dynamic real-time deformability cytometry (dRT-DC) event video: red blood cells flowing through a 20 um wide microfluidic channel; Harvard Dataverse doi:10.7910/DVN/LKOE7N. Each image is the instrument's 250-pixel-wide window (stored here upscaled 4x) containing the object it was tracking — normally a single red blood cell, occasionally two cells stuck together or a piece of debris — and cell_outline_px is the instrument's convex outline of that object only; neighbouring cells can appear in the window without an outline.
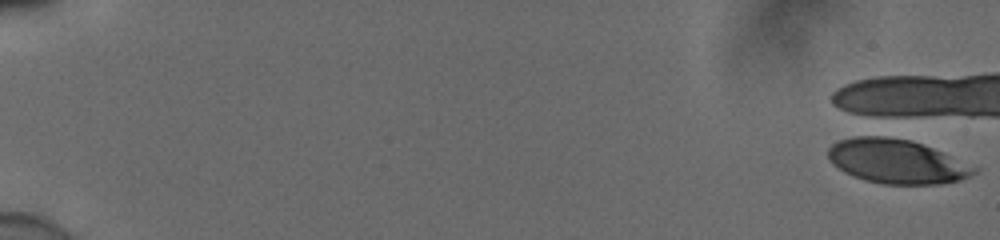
{"species": "human", "species_latin": "Homo sapiens", "temperature_condition": "cold", "stored_images_in_passage": 1, "camera_frame_rate_fps": 3000, "um_per_image_px": 0.085, "donor": {"sex": "male"}, "frame": {"image": 1, "passage_image": 1, "time_ms": 0.0, "image_size_px": [1000, 240], "cell_outline_px": [[980, 168], [972, 176], [960, 180], [940, 184], [884, 184], [864, 180], [852, 176], [844, 172], [832, 164], [828, 160], [828, 148], [832, 144], [840, 140], [852, 136], [872, 132], [876, 132], [912, 140], [932, 148]], "centroid_in_image_um": [76.17, 13.67], "position_along_channel_um": 8.8, "area_um2": 38.61}}